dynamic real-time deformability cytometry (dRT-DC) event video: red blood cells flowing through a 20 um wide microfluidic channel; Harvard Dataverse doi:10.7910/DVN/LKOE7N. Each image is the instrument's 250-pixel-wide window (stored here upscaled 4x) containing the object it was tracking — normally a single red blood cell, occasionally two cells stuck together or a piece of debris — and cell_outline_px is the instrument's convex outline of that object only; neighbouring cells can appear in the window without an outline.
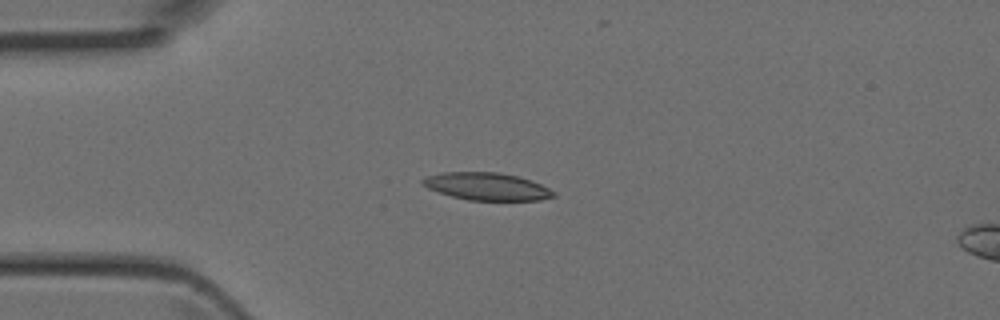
{"species": "Egyptian fruit bat (a non-hibernating species)", "species_latin": "Rousettus aegyptiacus", "temperature_condition": "room temperature", "stored_images_in_passage": 6, "camera_frame_rate_fps": 3000, "um_per_image_px": 0.085, "animal": {"sex": "female"}, "frame": {"image": 1, "passage_image": 4, "time_ms": 1.0, "image_size_px": [1000, 320], "cell_outline_px": [[556, 196], [540, 200], [468, 200], [452, 196], [428, 188], [420, 184], [420, 180], [428, 176], [444, 172], [496, 172], [520, 176], [540, 184], [556, 192]], "centroid_in_image_um": [41.39, 15.84], "position_along_channel_um": 43.6, "area_um2": 20.92}}
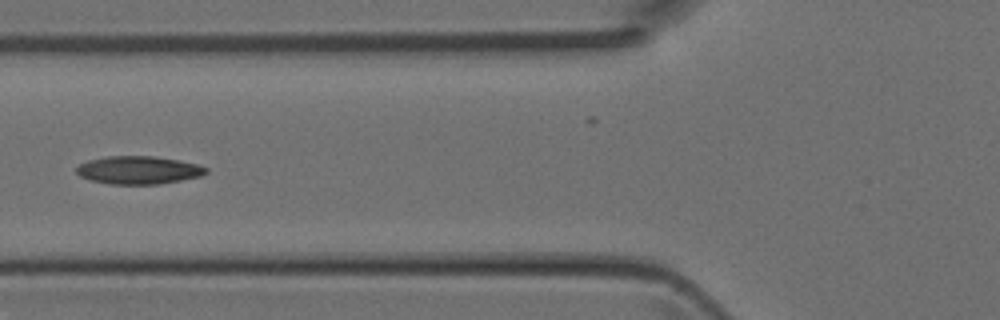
{"frame": {"image": 2, "passage_image": 6, "time_ms": 1.667, "image_size_px": [1000, 320], "cell_outline_px": [[208, 172], [200, 176], [180, 180], [156, 184], [108, 184], [88, 180], [80, 176], [76, 172], [76, 168], [80, 164], [88, 160], [108, 156], [152, 156], [180, 160], [196, 164], [208, 168]], "centroid_in_image_um": [11.75, 14.46], "position_along_channel_um": 114.1, "area_um2": 21.1}}